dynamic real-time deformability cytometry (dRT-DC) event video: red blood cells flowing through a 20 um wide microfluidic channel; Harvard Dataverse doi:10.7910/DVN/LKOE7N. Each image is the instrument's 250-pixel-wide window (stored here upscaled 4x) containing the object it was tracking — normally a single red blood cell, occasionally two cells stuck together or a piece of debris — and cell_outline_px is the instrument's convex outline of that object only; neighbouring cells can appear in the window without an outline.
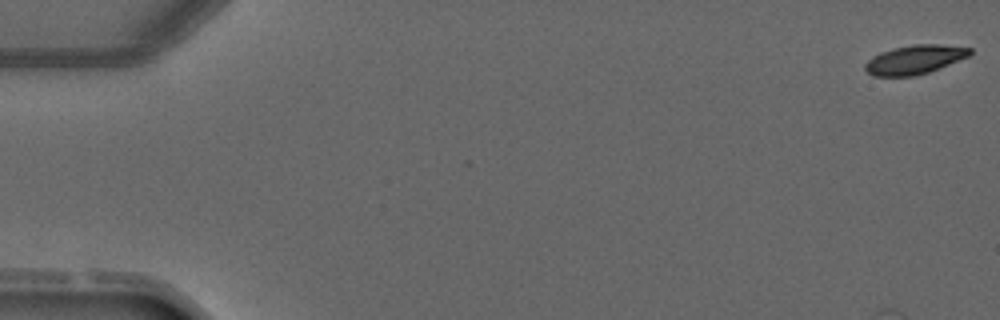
{"species": "common noctule bat (a hibernating species)", "species_latin": "Nyctalus noctula", "temperature_condition": "warm", "stored_images_in_passage": 5, "segment_of_instrument_passage": [2, 2], "camera_frame_rate_fps": 3000, "um_per_image_px": 0.085, "animal": {"sex": "male", "forearm_length_mm": 52.5}, "frame": {"image": 1, "passage_image": 5, "time_ms": 5.0, "image_size_px": [1000, 320], "cell_outline_px": [[972, 52], [968, 56], [928, 72], [916, 76], [872, 76], [864, 68], [864, 64], [872, 56], [880, 52], [892, 48], [916, 44], [940, 44], [972, 48]], "centroid_in_image_um": [77.7, 5.06], "position_along_channel_um": 7.3, "area_um2": 17.63}}